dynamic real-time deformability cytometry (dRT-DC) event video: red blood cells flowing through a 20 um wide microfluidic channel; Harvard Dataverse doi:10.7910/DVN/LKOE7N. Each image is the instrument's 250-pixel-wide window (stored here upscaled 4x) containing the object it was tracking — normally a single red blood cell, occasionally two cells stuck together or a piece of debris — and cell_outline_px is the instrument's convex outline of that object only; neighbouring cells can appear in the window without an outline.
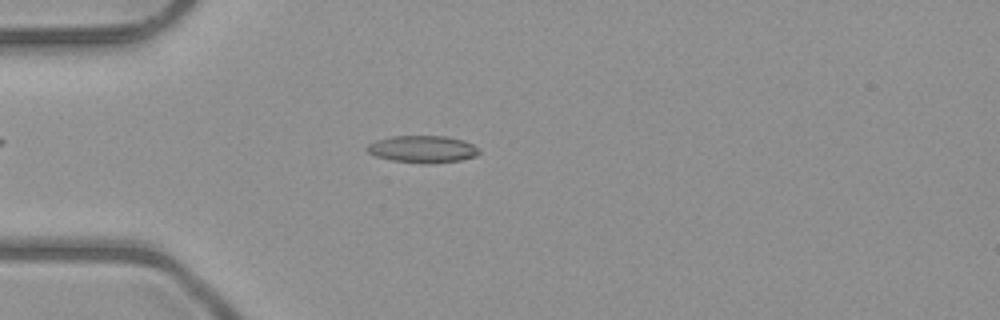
{"species": "common noctule bat (a hibernating species)", "species_latin": "Nyctalus noctula", "temperature_condition": "room temperature", "stored_images_in_passage": 42, "camera_frame_rate_fps": 3000, "um_per_image_px": 0.085, "animal": {"sex": "male", "body_mass_g": 23.1, "forearm_length_mm": 52.7}, "frame": {"image": 1, "passage_image": 5, "time_ms": 1.333, "image_size_px": [1000, 320], "cell_outline_px": [[480, 152], [476, 156], [460, 160], [432, 164], [424, 164], [392, 160], [376, 156], [368, 152], [364, 148], [368, 144], [376, 140], [392, 136], [448, 136], [464, 140], [480, 148]], "centroid_in_image_um": [35.94, 12.68], "position_along_channel_um": 49.1, "area_um2": 17.92}}
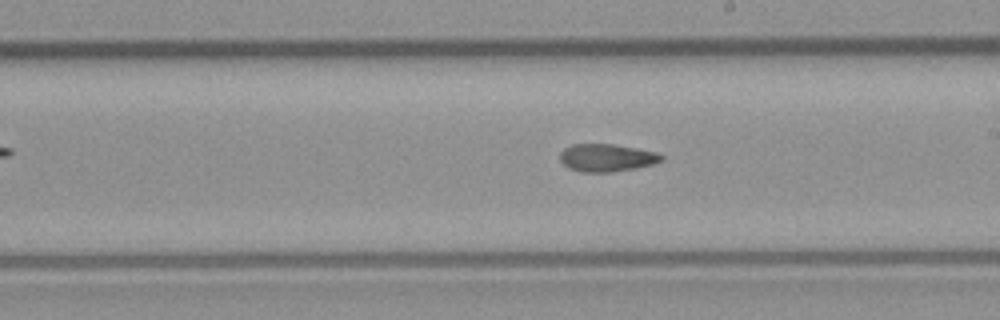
{"frame": {"image": 2, "passage_image": 20, "time_ms": 6.333, "image_size_px": [1000, 320], "cell_outline_px": [[664, 160], [652, 164], [636, 168], [612, 172], [580, 172], [568, 168], [560, 160], [560, 152], [564, 148], [572, 144], [612, 144], [636, 148], [656, 152], [664, 156]], "centroid_in_image_um": [51.56, 13.41], "position_along_channel_um": 237.4, "area_um2": 16.42}}
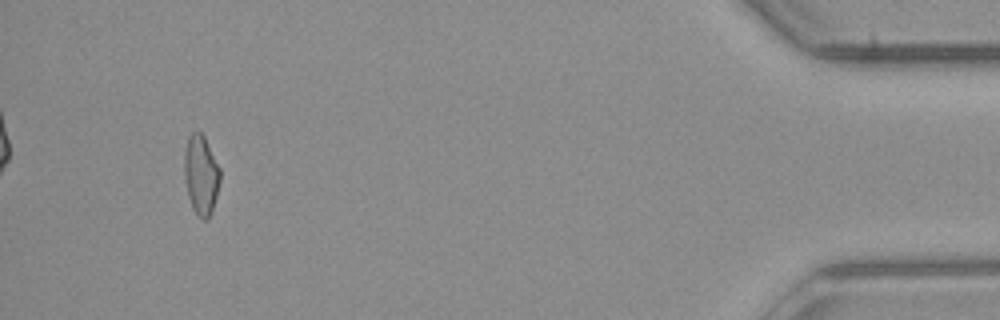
{"frame": {"image": 3, "passage_image": 39, "time_ms": 12.667, "image_size_px": [1000, 320], "cell_outline_px": [[220, 180], [216, 196], [208, 220], [204, 220], [192, 208], [188, 196], [184, 176], [184, 152], [188, 136], [196, 128], [204, 136], [220, 168]], "centroid_in_image_um": [17.07, 14.81], "position_along_channel_um": 418.1, "area_um2": 16.59}, "authors_computed_cell_mechanics": {"area_um2": 16.5886, "velocity_mm_per_s": 4.0385, "shape_relaxation_time_tau1_ms": null, "shape_relaxation_time_tau2_ms": 4.5806, "deformation_change_tau1": null, "deformation_change_tau2": 0.1209}}